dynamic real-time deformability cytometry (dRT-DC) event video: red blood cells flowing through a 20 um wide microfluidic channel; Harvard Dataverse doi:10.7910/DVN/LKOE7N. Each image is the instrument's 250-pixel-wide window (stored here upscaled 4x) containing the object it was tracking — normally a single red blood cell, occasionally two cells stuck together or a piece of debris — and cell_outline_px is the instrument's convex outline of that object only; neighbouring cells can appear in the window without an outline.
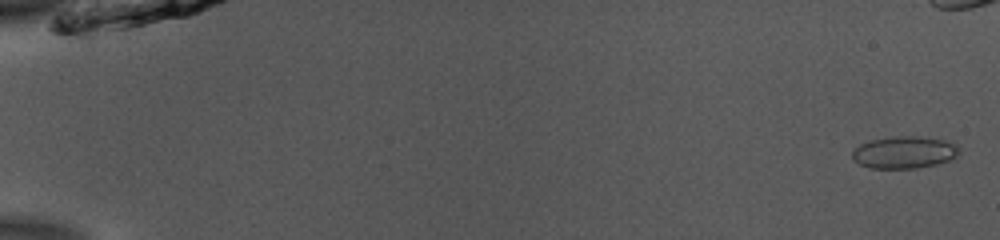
{"species": "common noctule bat (a hibernating species)", "species_latin": "Nyctalus noctula", "temperature_condition": "room temperature", "stored_images_in_passage": 45, "camera_frame_rate_fps": 3000, "um_per_image_px": 0.085, "animal": {"sex": "male", "body_mass_g": 13.0, "forearm_length_mm": 53.1}, "frame": {"image": 1, "passage_image": 2, "time_ms": 0.333, "image_size_px": [1000, 240], "cell_outline_px": [[960, 152], [956, 156], [948, 160], [936, 164], [916, 168], [868, 168], [852, 160], [852, 152], [860, 144], [868, 140], [900, 136], [916, 136], [944, 140], [956, 144], [960, 148]], "centroid_in_image_um": [76.85, 12.95], "position_along_channel_um": 8.2, "area_um2": 20.0}}
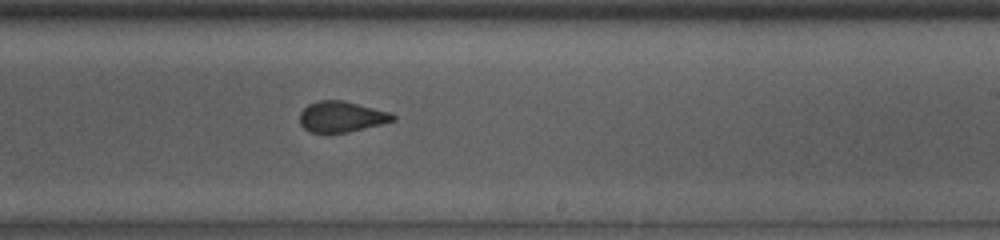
{"frame": {"image": 2, "passage_image": 34, "time_ms": 11.0, "image_size_px": [1000, 240], "cell_outline_px": [[396, 120], [348, 132], [308, 132], [300, 124], [300, 112], [308, 104], [320, 100], [340, 100], [392, 112], [396, 116]], "centroid_in_image_um": [29.03, 9.91], "position_along_channel_um": 260.0, "area_um2": 16.59}}
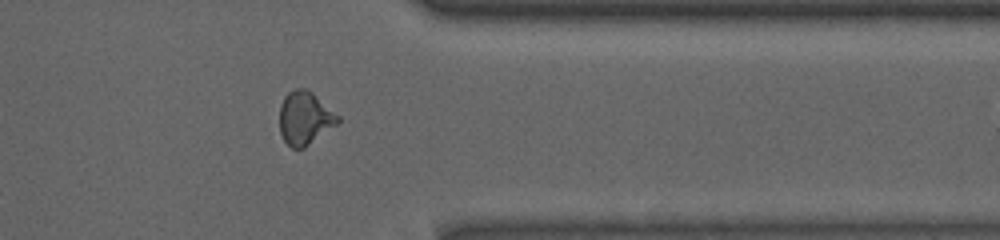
{"frame": {"image": 3, "passage_image": 44, "time_ms": 14.333, "image_size_px": [1000, 240], "cell_outline_px": [[340, 120], [336, 124], [304, 148], [292, 148], [284, 140], [280, 132], [280, 104], [284, 96], [288, 92], [296, 88], [304, 88], [312, 92], [340, 116]], "centroid_in_image_um": [25.9, 10.02], "position_along_channel_um": 385.5, "area_um2": 17.92}}